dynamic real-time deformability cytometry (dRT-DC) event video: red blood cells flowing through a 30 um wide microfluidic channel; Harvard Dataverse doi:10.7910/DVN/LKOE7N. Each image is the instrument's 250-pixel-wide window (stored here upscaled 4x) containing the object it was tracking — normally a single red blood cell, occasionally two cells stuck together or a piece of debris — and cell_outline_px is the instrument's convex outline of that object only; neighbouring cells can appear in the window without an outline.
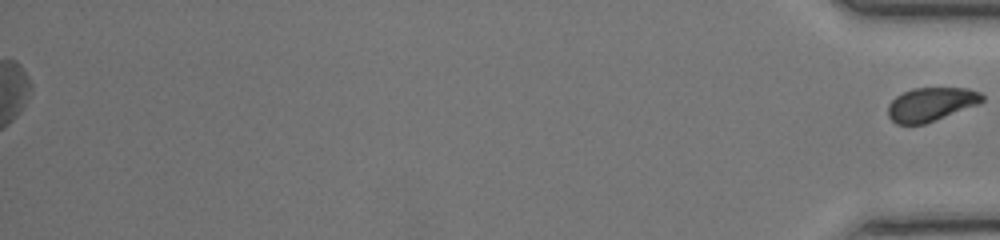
{"species": "common noctule bat (a hibernating species)", "species_latin": "Nyctalus noctula", "temperature_condition": "room temperature", "stored_images_in_passage": 50, "segment_of_instrument_passage": [2, 2], "camera_frame_rate_fps": 3000, "um_per_image_px": 0.085, "animal": {"sex": "female", "body_mass_g": 17.0, "forearm_length_mm": 48.0}, "frame": {"image": 1, "passage_image": 50, "time_ms": 16.333, "image_size_px": [1000, 240], "cell_outline_px": [[984, 100], [980, 104], [924, 124], [896, 124], [888, 116], [888, 104], [896, 96], [912, 88], [968, 88], [980, 92], [984, 96]], "centroid_in_image_um": [79.15, 8.86], "position_along_channel_um": 356.0, "area_um2": 18.55}}